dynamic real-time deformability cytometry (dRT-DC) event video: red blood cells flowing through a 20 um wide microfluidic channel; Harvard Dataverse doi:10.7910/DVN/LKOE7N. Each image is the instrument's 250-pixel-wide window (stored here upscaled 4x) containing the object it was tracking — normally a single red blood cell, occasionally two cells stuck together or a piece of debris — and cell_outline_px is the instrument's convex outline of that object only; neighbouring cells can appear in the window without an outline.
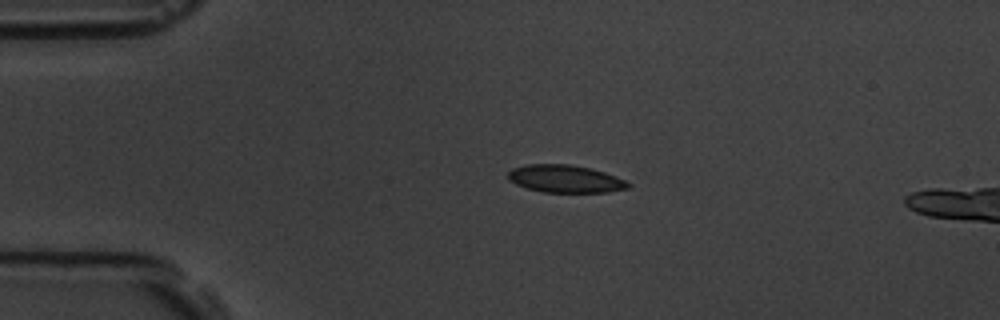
{"species": "common noctule bat (a hibernating species)", "species_latin": "Nyctalus noctula", "temperature_condition": "room temperature", "stored_images_in_passage": 45, "camera_frame_rate_fps": 3000, "um_per_image_px": 0.085, "animal": {"sex": "male", "body_mass_g": 19.5, "forearm_length_mm": 54.6}, "frame": {"image": 1, "passage_image": 1, "time_ms": 0.0, "image_size_px": [1000, 320], "cell_outline_px": [[632, 184], [628, 188], [608, 192], [544, 192], [528, 188], [516, 184], [508, 180], [508, 172], [512, 168], [528, 164], [568, 164], [588, 168], [604, 172], [616, 176]], "centroid_in_image_um": [48.04, 15.2], "position_along_channel_um": 37.0, "area_um2": 19.19}}
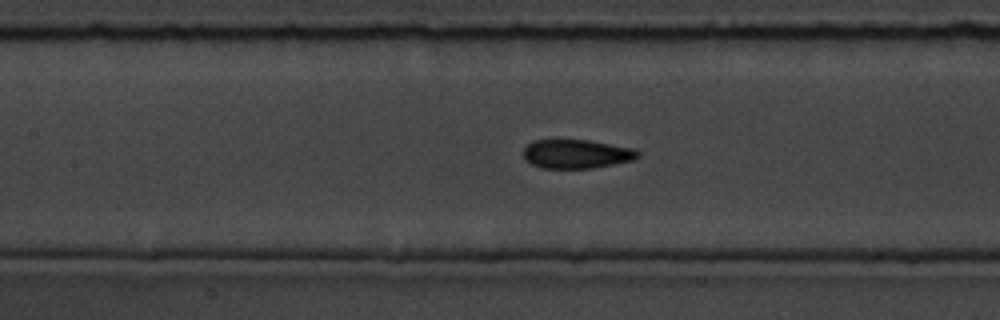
{"frame": {"image": 2, "passage_image": 14, "time_ms": 4.333, "image_size_px": [1000, 320], "cell_outline_px": [[640, 156], [632, 160], [592, 168], [544, 168], [532, 164], [524, 160], [524, 148], [532, 140], [588, 140], [632, 148], [640, 152]], "centroid_in_image_um": [48.98, 13.08], "position_along_channel_um": 158.4, "area_um2": 19.13}}
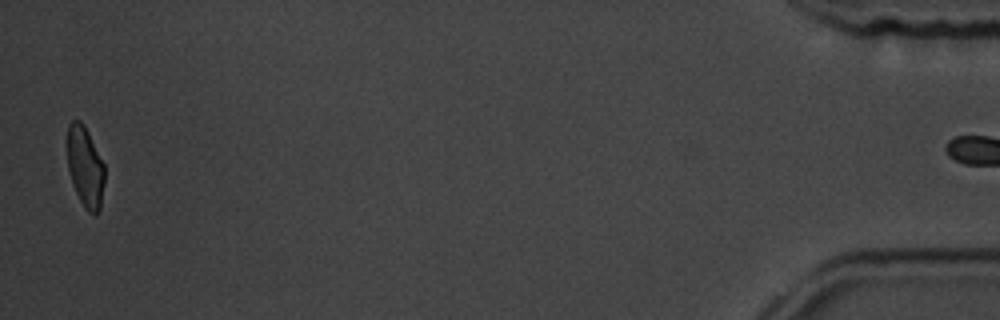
{"frame": {"image": 3, "passage_image": 44, "time_ms": 14.333, "image_size_px": [1000, 320], "cell_outline_px": [[104, 180], [100, 208], [96, 216], [88, 212], [84, 208], [72, 184], [68, 168], [68, 124], [72, 120], [80, 120], [84, 124], [104, 164]], "centroid_in_image_um": [7.24, 14.2], "position_along_channel_um": 428.0, "area_um2": 17.46}}